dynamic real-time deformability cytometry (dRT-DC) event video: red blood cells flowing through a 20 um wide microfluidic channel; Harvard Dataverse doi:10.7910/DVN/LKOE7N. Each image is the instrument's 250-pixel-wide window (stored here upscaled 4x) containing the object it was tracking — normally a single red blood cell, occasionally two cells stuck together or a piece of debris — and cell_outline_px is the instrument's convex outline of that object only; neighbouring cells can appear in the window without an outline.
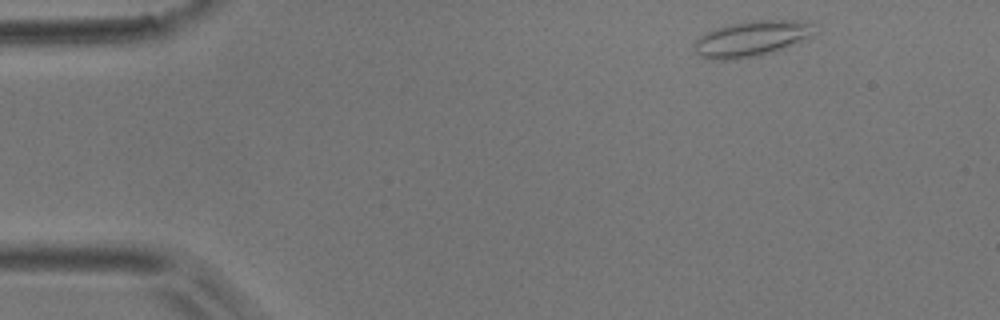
{"species": "common noctule bat (a hibernating species)", "species_latin": "Nyctalus noctula", "temperature_condition": "room temperature", "stored_images_in_passage": 3, "camera_frame_rate_fps": 3000, "um_per_image_px": 0.085, "animal": {"sex": "male", "body_mass_g": 17.9}, "frame": {"image": 1, "passage_image": 1, "time_ms": 0.0, "image_size_px": [1000, 320], "cell_outline_px": [[812, 36], [784, 48], [760, 56], [736, 60], [712, 60], [700, 56], [696, 52], [692, 44], [704, 32], [716, 28], [732, 24], [752, 20], [792, 20], [812, 24]], "centroid_in_image_um": [63.8, 3.31], "position_along_channel_um": 21.2, "area_um2": 24.91}}